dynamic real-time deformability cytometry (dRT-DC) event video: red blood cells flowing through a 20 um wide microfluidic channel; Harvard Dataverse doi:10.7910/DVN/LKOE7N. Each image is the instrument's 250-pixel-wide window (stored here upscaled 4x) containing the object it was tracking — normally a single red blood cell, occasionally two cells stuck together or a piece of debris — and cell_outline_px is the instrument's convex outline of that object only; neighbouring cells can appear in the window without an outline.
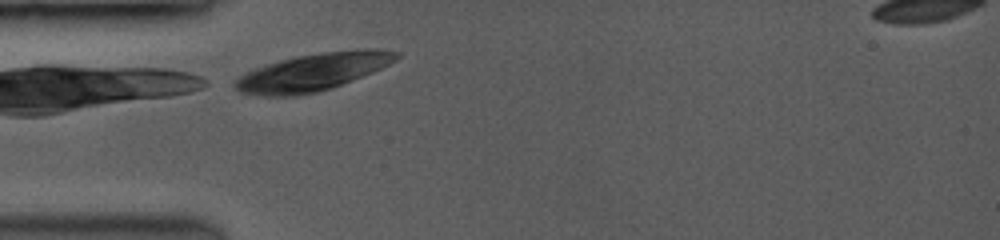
{"species": "common noctule bat (a hibernating species)", "species_latin": "Nyctalus noctula", "temperature_condition": "room temperature", "stored_images_in_passage": 39, "camera_frame_rate_fps": 3500, "um_per_image_px": 0.085, "animal": {"sex": "female", "body_mass_g": 19.0, "forearm_length_mm": 53.3}, "frame": {"image": 1, "passage_image": 1, "time_ms": 0.0, "image_size_px": [1000, 240], "cell_outline_px": [[400, 56], [396, 60], [372, 72], [340, 84], [316, 92], [292, 96], [264, 96], [244, 92], [236, 88], [232, 84], [240, 76], [256, 68], [280, 60], [296, 56], [320, 52], [356, 48], [376, 48], [400, 52]], "centroid_in_image_um": [26.65, 6.09], "position_along_channel_um": 58.4, "area_um2": 34.68}}
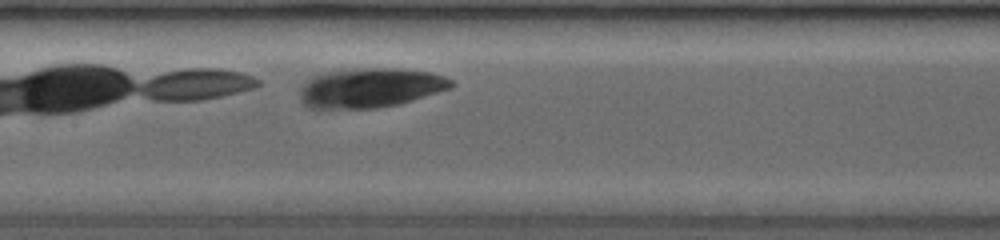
{"frame": {"image": 2, "passage_image": 17, "time_ms": 3.143, "image_size_px": [1000, 240], "cell_outline_px": [[456, 84], [452, 88], [396, 104], [376, 108], [312, 108], [304, 104], [300, 92], [300, 88], [308, 80], [316, 76], [328, 72], [368, 68], [396, 68], [432, 72], [444, 76], [452, 80]], "centroid_in_image_um": [31.53, 7.46], "position_along_channel_um": 175.9, "area_um2": 34.28}}